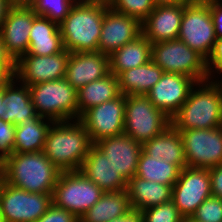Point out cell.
Wrapping results in <instances>:
<instances>
[{
    "label": "cell",
    "mask_w": 222,
    "mask_h": 222,
    "mask_svg": "<svg viewBox=\"0 0 222 222\" xmlns=\"http://www.w3.org/2000/svg\"><path fill=\"white\" fill-rule=\"evenodd\" d=\"M176 130L211 129L222 126V83L197 82L188 99L171 118Z\"/></svg>",
    "instance_id": "6da1fadb"
},
{
    "label": "cell",
    "mask_w": 222,
    "mask_h": 222,
    "mask_svg": "<svg viewBox=\"0 0 222 222\" xmlns=\"http://www.w3.org/2000/svg\"><path fill=\"white\" fill-rule=\"evenodd\" d=\"M93 143L79 120L53 122L45 140V156L61 171L80 170Z\"/></svg>",
    "instance_id": "7a4b0ae2"
},
{
    "label": "cell",
    "mask_w": 222,
    "mask_h": 222,
    "mask_svg": "<svg viewBox=\"0 0 222 222\" xmlns=\"http://www.w3.org/2000/svg\"><path fill=\"white\" fill-rule=\"evenodd\" d=\"M5 182L32 193L53 194L60 170L44 152L13 153L3 160Z\"/></svg>",
    "instance_id": "3957f363"
},
{
    "label": "cell",
    "mask_w": 222,
    "mask_h": 222,
    "mask_svg": "<svg viewBox=\"0 0 222 222\" xmlns=\"http://www.w3.org/2000/svg\"><path fill=\"white\" fill-rule=\"evenodd\" d=\"M109 8L78 0L59 25L64 49L70 53L98 51L102 22Z\"/></svg>",
    "instance_id": "277c9868"
},
{
    "label": "cell",
    "mask_w": 222,
    "mask_h": 222,
    "mask_svg": "<svg viewBox=\"0 0 222 222\" xmlns=\"http://www.w3.org/2000/svg\"><path fill=\"white\" fill-rule=\"evenodd\" d=\"M28 87L40 117L53 122L79 120L77 90L65 78Z\"/></svg>",
    "instance_id": "5b68a950"
},
{
    "label": "cell",
    "mask_w": 222,
    "mask_h": 222,
    "mask_svg": "<svg viewBox=\"0 0 222 222\" xmlns=\"http://www.w3.org/2000/svg\"><path fill=\"white\" fill-rule=\"evenodd\" d=\"M206 61L217 40L210 13V0H194L185 3L178 38Z\"/></svg>",
    "instance_id": "8992f818"
},
{
    "label": "cell",
    "mask_w": 222,
    "mask_h": 222,
    "mask_svg": "<svg viewBox=\"0 0 222 222\" xmlns=\"http://www.w3.org/2000/svg\"><path fill=\"white\" fill-rule=\"evenodd\" d=\"M104 191L79 170L60 172L52 194V203L78 219L102 196Z\"/></svg>",
    "instance_id": "52a82bcc"
},
{
    "label": "cell",
    "mask_w": 222,
    "mask_h": 222,
    "mask_svg": "<svg viewBox=\"0 0 222 222\" xmlns=\"http://www.w3.org/2000/svg\"><path fill=\"white\" fill-rule=\"evenodd\" d=\"M151 60L164 72L186 75L196 82L209 78L206 60L179 39L153 43Z\"/></svg>",
    "instance_id": "ba28073f"
},
{
    "label": "cell",
    "mask_w": 222,
    "mask_h": 222,
    "mask_svg": "<svg viewBox=\"0 0 222 222\" xmlns=\"http://www.w3.org/2000/svg\"><path fill=\"white\" fill-rule=\"evenodd\" d=\"M170 125L171 119L147 95L126 96L124 134L143 144Z\"/></svg>",
    "instance_id": "9c48e42d"
},
{
    "label": "cell",
    "mask_w": 222,
    "mask_h": 222,
    "mask_svg": "<svg viewBox=\"0 0 222 222\" xmlns=\"http://www.w3.org/2000/svg\"><path fill=\"white\" fill-rule=\"evenodd\" d=\"M52 205V194L32 193L4 183L0 190L2 222H35Z\"/></svg>",
    "instance_id": "30bf717a"
},
{
    "label": "cell",
    "mask_w": 222,
    "mask_h": 222,
    "mask_svg": "<svg viewBox=\"0 0 222 222\" xmlns=\"http://www.w3.org/2000/svg\"><path fill=\"white\" fill-rule=\"evenodd\" d=\"M177 131L183 139L187 167L211 169L222 165V126Z\"/></svg>",
    "instance_id": "8fae6325"
},
{
    "label": "cell",
    "mask_w": 222,
    "mask_h": 222,
    "mask_svg": "<svg viewBox=\"0 0 222 222\" xmlns=\"http://www.w3.org/2000/svg\"><path fill=\"white\" fill-rule=\"evenodd\" d=\"M126 95L122 93L100 105L86 110L79 118L93 144L123 134L125 125Z\"/></svg>",
    "instance_id": "7c38bea8"
},
{
    "label": "cell",
    "mask_w": 222,
    "mask_h": 222,
    "mask_svg": "<svg viewBox=\"0 0 222 222\" xmlns=\"http://www.w3.org/2000/svg\"><path fill=\"white\" fill-rule=\"evenodd\" d=\"M209 169L185 167L173 185L172 201L183 217H191L211 197Z\"/></svg>",
    "instance_id": "4fadbf2b"
},
{
    "label": "cell",
    "mask_w": 222,
    "mask_h": 222,
    "mask_svg": "<svg viewBox=\"0 0 222 222\" xmlns=\"http://www.w3.org/2000/svg\"><path fill=\"white\" fill-rule=\"evenodd\" d=\"M70 52L64 49L54 55H23L16 62L15 77L26 86L65 78Z\"/></svg>",
    "instance_id": "5bb4252c"
},
{
    "label": "cell",
    "mask_w": 222,
    "mask_h": 222,
    "mask_svg": "<svg viewBox=\"0 0 222 222\" xmlns=\"http://www.w3.org/2000/svg\"><path fill=\"white\" fill-rule=\"evenodd\" d=\"M197 82L186 75L164 72L161 79L146 94L154 106L170 119L188 99Z\"/></svg>",
    "instance_id": "9a60e30c"
},
{
    "label": "cell",
    "mask_w": 222,
    "mask_h": 222,
    "mask_svg": "<svg viewBox=\"0 0 222 222\" xmlns=\"http://www.w3.org/2000/svg\"><path fill=\"white\" fill-rule=\"evenodd\" d=\"M37 14L31 7L11 6L0 30L3 43L17 62L29 48V34Z\"/></svg>",
    "instance_id": "2e32d148"
},
{
    "label": "cell",
    "mask_w": 222,
    "mask_h": 222,
    "mask_svg": "<svg viewBox=\"0 0 222 222\" xmlns=\"http://www.w3.org/2000/svg\"><path fill=\"white\" fill-rule=\"evenodd\" d=\"M142 34L141 22L109 8L104 15L98 51L110 56Z\"/></svg>",
    "instance_id": "e0dca14e"
},
{
    "label": "cell",
    "mask_w": 222,
    "mask_h": 222,
    "mask_svg": "<svg viewBox=\"0 0 222 222\" xmlns=\"http://www.w3.org/2000/svg\"><path fill=\"white\" fill-rule=\"evenodd\" d=\"M95 145L110 159L116 171L128 182L136 175L142 144L127 134L104 138Z\"/></svg>",
    "instance_id": "ac0fdd59"
},
{
    "label": "cell",
    "mask_w": 222,
    "mask_h": 222,
    "mask_svg": "<svg viewBox=\"0 0 222 222\" xmlns=\"http://www.w3.org/2000/svg\"><path fill=\"white\" fill-rule=\"evenodd\" d=\"M110 73L109 56L96 52L70 53L65 79L78 91Z\"/></svg>",
    "instance_id": "d6986e66"
},
{
    "label": "cell",
    "mask_w": 222,
    "mask_h": 222,
    "mask_svg": "<svg viewBox=\"0 0 222 222\" xmlns=\"http://www.w3.org/2000/svg\"><path fill=\"white\" fill-rule=\"evenodd\" d=\"M185 3L155 6L141 23L142 34L153 44L178 38Z\"/></svg>",
    "instance_id": "ffe728a7"
},
{
    "label": "cell",
    "mask_w": 222,
    "mask_h": 222,
    "mask_svg": "<svg viewBox=\"0 0 222 222\" xmlns=\"http://www.w3.org/2000/svg\"><path fill=\"white\" fill-rule=\"evenodd\" d=\"M79 171L104 192H118L127 189V181L95 144L91 146Z\"/></svg>",
    "instance_id": "44dd1931"
},
{
    "label": "cell",
    "mask_w": 222,
    "mask_h": 222,
    "mask_svg": "<svg viewBox=\"0 0 222 222\" xmlns=\"http://www.w3.org/2000/svg\"><path fill=\"white\" fill-rule=\"evenodd\" d=\"M127 191L132 210L141 212L172 200L173 185L148 181L135 175L127 182Z\"/></svg>",
    "instance_id": "7402d4cb"
},
{
    "label": "cell",
    "mask_w": 222,
    "mask_h": 222,
    "mask_svg": "<svg viewBox=\"0 0 222 222\" xmlns=\"http://www.w3.org/2000/svg\"><path fill=\"white\" fill-rule=\"evenodd\" d=\"M142 150L154 159L175 164L180 170L187 167L182 136L172 125L143 143Z\"/></svg>",
    "instance_id": "603a6c76"
},
{
    "label": "cell",
    "mask_w": 222,
    "mask_h": 222,
    "mask_svg": "<svg viewBox=\"0 0 222 222\" xmlns=\"http://www.w3.org/2000/svg\"><path fill=\"white\" fill-rule=\"evenodd\" d=\"M63 50L64 44L59 25L48 18L37 16L33 20L26 54L48 56Z\"/></svg>",
    "instance_id": "cb8c5ba5"
},
{
    "label": "cell",
    "mask_w": 222,
    "mask_h": 222,
    "mask_svg": "<svg viewBox=\"0 0 222 222\" xmlns=\"http://www.w3.org/2000/svg\"><path fill=\"white\" fill-rule=\"evenodd\" d=\"M53 121L43 117L25 118L16 126L13 153L41 152Z\"/></svg>",
    "instance_id": "d4e9b609"
},
{
    "label": "cell",
    "mask_w": 222,
    "mask_h": 222,
    "mask_svg": "<svg viewBox=\"0 0 222 222\" xmlns=\"http://www.w3.org/2000/svg\"><path fill=\"white\" fill-rule=\"evenodd\" d=\"M152 43L143 35L126 43L109 56L110 72L119 76L122 72L139 67L151 60Z\"/></svg>",
    "instance_id": "484cf974"
},
{
    "label": "cell",
    "mask_w": 222,
    "mask_h": 222,
    "mask_svg": "<svg viewBox=\"0 0 222 222\" xmlns=\"http://www.w3.org/2000/svg\"><path fill=\"white\" fill-rule=\"evenodd\" d=\"M8 94V103L1 119L5 122L19 125L25 118L38 117L31 100L29 87L21 83L16 77L3 89Z\"/></svg>",
    "instance_id": "4316f807"
},
{
    "label": "cell",
    "mask_w": 222,
    "mask_h": 222,
    "mask_svg": "<svg viewBox=\"0 0 222 222\" xmlns=\"http://www.w3.org/2000/svg\"><path fill=\"white\" fill-rule=\"evenodd\" d=\"M131 210L127 189L104 192L101 198L80 217L79 222H109L128 214Z\"/></svg>",
    "instance_id": "83f0119b"
},
{
    "label": "cell",
    "mask_w": 222,
    "mask_h": 222,
    "mask_svg": "<svg viewBox=\"0 0 222 222\" xmlns=\"http://www.w3.org/2000/svg\"><path fill=\"white\" fill-rule=\"evenodd\" d=\"M164 71L152 60L122 72L118 76L119 90L123 95H146L161 79Z\"/></svg>",
    "instance_id": "f1b7e54d"
},
{
    "label": "cell",
    "mask_w": 222,
    "mask_h": 222,
    "mask_svg": "<svg viewBox=\"0 0 222 222\" xmlns=\"http://www.w3.org/2000/svg\"><path fill=\"white\" fill-rule=\"evenodd\" d=\"M120 94L118 77L111 72L86 84L77 91L79 118L86 110L110 101Z\"/></svg>",
    "instance_id": "f546056e"
},
{
    "label": "cell",
    "mask_w": 222,
    "mask_h": 222,
    "mask_svg": "<svg viewBox=\"0 0 222 222\" xmlns=\"http://www.w3.org/2000/svg\"><path fill=\"white\" fill-rule=\"evenodd\" d=\"M180 169L166 160L154 159L143 150L137 164L136 176L164 185H174L178 180Z\"/></svg>",
    "instance_id": "4dcf8cb0"
},
{
    "label": "cell",
    "mask_w": 222,
    "mask_h": 222,
    "mask_svg": "<svg viewBox=\"0 0 222 222\" xmlns=\"http://www.w3.org/2000/svg\"><path fill=\"white\" fill-rule=\"evenodd\" d=\"M78 0H37L31 7L37 16L48 18L60 25Z\"/></svg>",
    "instance_id": "1f68e13d"
},
{
    "label": "cell",
    "mask_w": 222,
    "mask_h": 222,
    "mask_svg": "<svg viewBox=\"0 0 222 222\" xmlns=\"http://www.w3.org/2000/svg\"><path fill=\"white\" fill-rule=\"evenodd\" d=\"M155 6L153 0H115L110 8L115 12L132 16L142 23Z\"/></svg>",
    "instance_id": "d6a6232c"
},
{
    "label": "cell",
    "mask_w": 222,
    "mask_h": 222,
    "mask_svg": "<svg viewBox=\"0 0 222 222\" xmlns=\"http://www.w3.org/2000/svg\"><path fill=\"white\" fill-rule=\"evenodd\" d=\"M143 222H184L183 215L179 212L172 200L161 205L141 211Z\"/></svg>",
    "instance_id": "836d02e7"
},
{
    "label": "cell",
    "mask_w": 222,
    "mask_h": 222,
    "mask_svg": "<svg viewBox=\"0 0 222 222\" xmlns=\"http://www.w3.org/2000/svg\"><path fill=\"white\" fill-rule=\"evenodd\" d=\"M191 218L198 222H222V199L213 196L207 198Z\"/></svg>",
    "instance_id": "e575fe53"
},
{
    "label": "cell",
    "mask_w": 222,
    "mask_h": 222,
    "mask_svg": "<svg viewBox=\"0 0 222 222\" xmlns=\"http://www.w3.org/2000/svg\"><path fill=\"white\" fill-rule=\"evenodd\" d=\"M206 67L208 79L222 83V38L216 40L213 51L206 61Z\"/></svg>",
    "instance_id": "d590c367"
},
{
    "label": "cell",
    "mask_w": 222,
    "mask_h": 222,
    "mask_svg": "<svg viewBox=\"0 0 222 222\" xmlns=\"http://www.w3.org/2000/svg\"><path fill=\"white\" fill-rule=\"evenodd\" d=\"M16 126L0 119V160L13 154Z\"/></svg>",
    "instance_id": "8d00e7d4"
},
{
    "label": "cell",
    "mask_w": 222,
    "mask_h": 222,
    "mask_svg": "<svg viewBox=\"0 0 222 222\" xmlns=\"http://www.w3.org/2000/svg\"><path fill=\"white\" fill-rule=\"evenodd\" d=\"M35 222H79V219L67 210L56 207L52 203L48 210Z\"/></svg>",
    "instance_id": "74e56055"
},
{
    "label": "cell",
    "mask_w": 222,
    "mask_h": 222,
    "mask_svg": "<svg viewBox=\"0 0 222 222\" xmlns=\"http://www.w3.org/2000/svg\"><path fill=\"white\" fill-rule=\"evenodd\" d=\"M211 194L222 199V165L209 169Z\"/></svg>",
    "instance_id": "f35d334b"
},
{
    "label": "cell",
    "mask_w": 222,
    "mask_h": 222,
    "mask_svg": "<svg viewBox=\"0 0 222 222\" xmlns=\"http://www.w3.org/2000/svg\"><path fill=\"white\" fill-rule=\"evenodd\" d=\"M210 13L217 39L222 38V0H210Z\"/></svg>",
    "instance_id": "ab89813d"
},
{
    "label": "cell",
    "mask_w": 222,
    "mask_h": 222,
    "mask_svg": "<svg viewBox=\"0 0 222 222\" xmlns=\"http://www.w3.org/2000/svg\"><path fill=\"white\" fill-rule=\"evenodd\" d=\"M0 68H16V61L8 53L0 36Z\"/></svg>",
    "instance_id": "60d3db41"
},
{
    "label": "cell",
    "mask_w": 222,
    "mask_h": 222,
    "mask_svg": "<svg viewBox=\"0 0 222 222\" xmlns=\"http://www.w3.org/2000/svg\"><path fill=\"white\" fill-rule=\"evenodd\" d=\"M109 222H143V215L140 211L131 210L128 214L110 220Z\"/></svg>",
    "instance_id": "b9f144b4"
},
{
    "label": "cell",
    "mask_w": 222,
    "mask_h": 222,
    "mask_svg": "<svg viewBox=\"0 0 222 222\" xmlns=\"http://www.w3.org/2000/svg\"><path fill=\"white\" fill-rule=\"evenodd\" d=\"M16 68H0V90L15 77Z\"/></svg>",
    "instance_id": "7bdbcfd3"
},
{
    "label": "cell",
    "mask_w": 222,
    "mask_h": 222,
    "mask_svg": "<svg viewBox=\"0 0 222 222\" xmlns=\"http://www.w3.org/2000/svg\"><path fill=\"white\" fill-rule=\"evenodd\" d=\"M11 8L9 0H0V30L5 21V17L8 13V10Z\"/></svg>",
    "instance_id": "ee69618b"
},
{
    "label": "cell",
    "mask_w": 222,
    "mask_h": 222,
    "mask_svg": "<svg viewBox=\"0 0 222 222\" xmlns=\"http://www.w3.org/2000/svg\"><path fill=\"white\" fill-rule=\"evenodd\" d=\"M156 6L175 5L189 3L194 0H153Z\"/></svg>",
    "instance_id": "f6af8a7d"
},
{
    "label": "cell",
    "mask_w": 222,
    "mask_h": 222,
    "mask_svg": "<svg viewBox=\"0 0 222 222\" xmlns=\"http://www.w3.org/2000/svg\"><path fill=\"white\" fill-rule=\"evenodd\" d=\"M37 0H9L11 6L32 7Z\"/></svg>",
    "instance_id": "bcb514c9"
},
{
    "label": "cell",
    "mask_w": 222,
    "mask_h": 222,
    "mask_svg": "<svg viewBox=\"0 0 222 222\" xmlns=\"http://www.w3.org/2000/svg\"><path fill=\"white\" fill-rule=\"evenodd\" d=\"M8 94L2 89L0 90V119L5 113L6 104L8 103Z\"/></svg>",
    "instance_id": "7dc6e473"
},
{
    "label": "cell",
    "mask_w": 222,
    "mask_h": 222,
    "mask_svg": "<svg viewBox=\"0 0 222 222\" xmlns=\"http://www.w3.org/2000/svg\"><path fill=\"white\" fill-rule=\"evenodd\" d=\"M5 183V167L3 160H0V190Z\"/></svg>",
    "instance_id": "c3c4849f"
},
{
    "label": "cell",
    "mask_w": 222,
    "mask_h": 222,
    "mask_svg": "<svg viewBox=\"0 0 222 222\" xmlns=\"http://www.w3.org/2000/svg\"><path fill=\"white\" fill-rule=\"evenodd\" d=\"M88 3L102 4L106 6H111L115 0H82Z\"/></svg>",
    "instance_id": "681fc988"
},
{
    "label": "cell",
    "mask_w": 222,
    "mask_h": 222,
    "mask_svg": "<svg viewBox=\"0 0 222 222\" xmlns=\"http://www.w3.org/2000/svg\"><path fill=\"white\" fill-rule=\"evenodd\" d=\"M184 222H198V221L192 219L191 217H185Z\"/></svg>",
    "instance_id": "f907efd6"
}]
</instances>
